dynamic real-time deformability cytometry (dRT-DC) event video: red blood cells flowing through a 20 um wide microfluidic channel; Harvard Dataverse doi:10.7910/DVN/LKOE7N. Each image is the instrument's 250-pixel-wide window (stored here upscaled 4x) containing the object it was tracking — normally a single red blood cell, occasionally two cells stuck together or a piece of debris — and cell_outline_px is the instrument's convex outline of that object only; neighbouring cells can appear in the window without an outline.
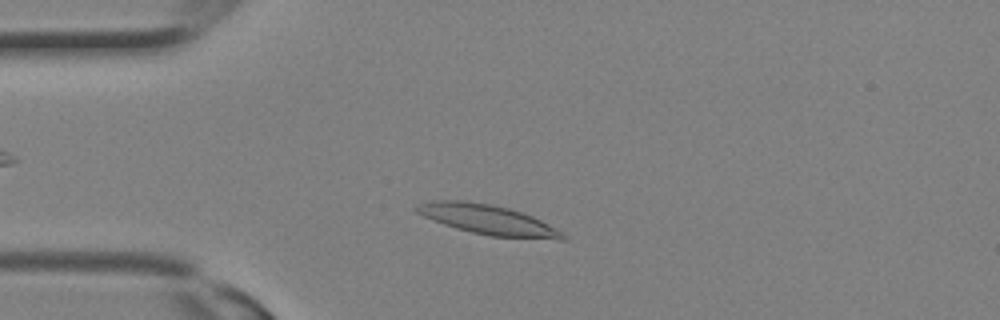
{"species": "Egyptian fruit bat (a non-hibernating species)", "species_latin": "Rousettus aegyptiacus", "temperature_condition": "room temperature", "stored_images_in_passage": 25, "camera_frame_rate_fps": 3000, "um_per_image_px": 0.085, "animal": {"sex": "female"}, "frame": {"image": 1, "passage_image": 3, "time_ms": 0.667, "image_size_px": [1000, 320], "cell_outline_px": [[568, 240], [560, 240], [492, 236], [472, 232], [456, 228], [432, 220], [416, 212], [412, 208], [420, 204], [432, 200], [464, 200], [488, 204], [508, 208], [532, 216], [564, 232], [568, 236]], "centroid_in_image_um": [41.5, 18.68], "position_along_channel_um": 43.5, "area_um2": 25.32}}
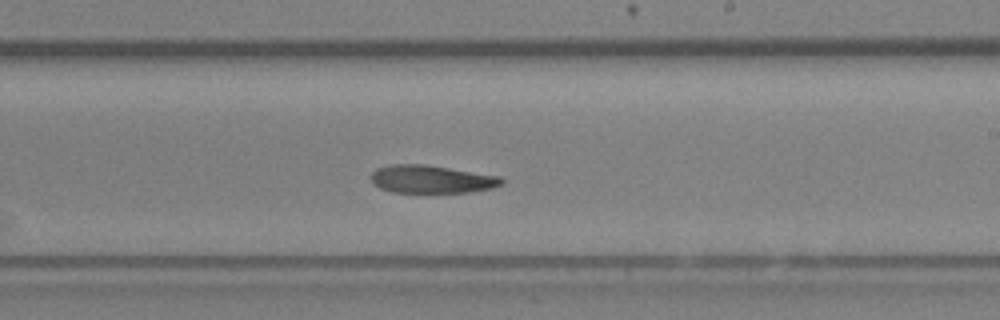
{"frame": {"image": 2, "passage_image": 13, "time_ms": 4.0, "image_size_px": [1000, 320], "cell_outline_px": [[504, 180], [500, 184], [492, 188], [472, 192], [392, 192], [380, 188], [372, 184], [372, 172], [376, 168], [392, 164], [424, 164], [500, 176]], "centroid_in_image_um": [36.65, 15.23], "position_along_channel_um": 252.3, "area_um2": 21.15}}
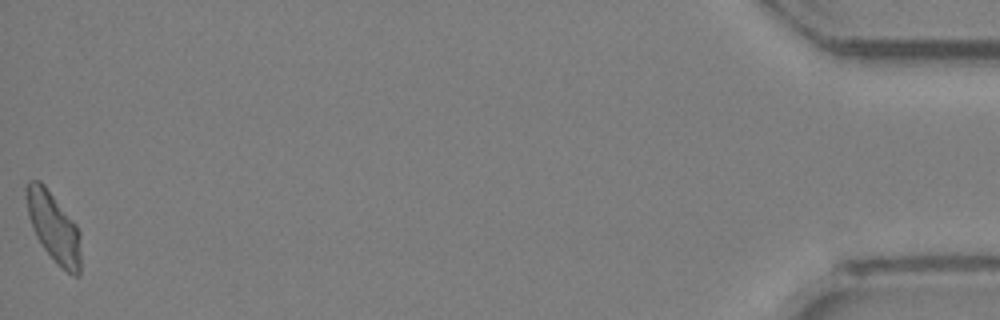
{"frame": {"image": 3, "passage_image": 25, "time_ms": 8.0, "image_size_px": [1000, 320], "cell_outline_px": [[80, 276], [72, 276], [44, 248], [36, 236], [32, 228], [28, 216], [24, 196], [24, 188], [28, 180], [40, 180], [44, 184], [76, 224], [80, 232]], "centroid_in_image_um": [4.53, 19.24], "position_along_channel_um": 430.7, "area_um2": 22.08}}